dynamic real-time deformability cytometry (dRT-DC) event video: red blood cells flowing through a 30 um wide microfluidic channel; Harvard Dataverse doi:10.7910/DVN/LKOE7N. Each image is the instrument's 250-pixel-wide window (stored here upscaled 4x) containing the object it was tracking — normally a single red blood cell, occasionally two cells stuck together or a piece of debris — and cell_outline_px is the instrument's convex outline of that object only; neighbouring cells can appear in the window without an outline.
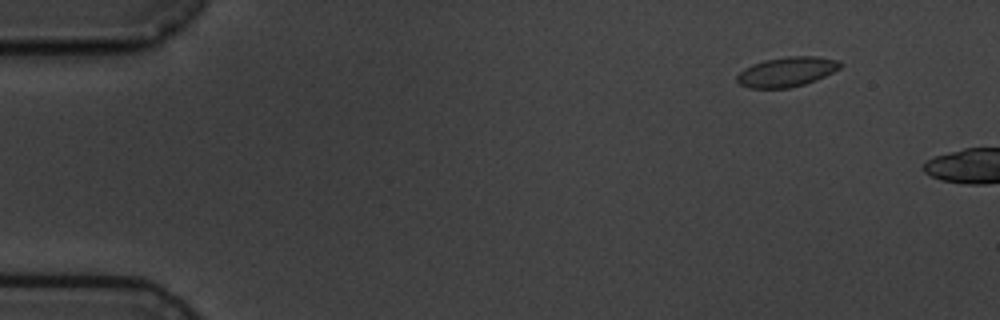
{"species": "common noctule bat (a hibernating species)", "species_latin": "Nyctalus noctula", "temperature_condition": "cold", "stored_images_in_passage": 3, "camera_frame_rate_fps": 3000, "um_per_image_px": 0.085, "animal": {"sex": "male", "body_mass_g": 19.5, "forearm_length_mm": 54.6}, "frame": {"image": 1, "passage_image": 1, "time_ms": 0.0, "image_size_px": [1000, 320], "cell_outline_px": [[844, 64], [840, 68], [816, 80], [804, 84], [788, 88], [748, 88], [740, 84], [736, 80], [736, 76], [744, 68], [752, 64], [764, 60], [788, 56], [816, 56], [840, 60]], "centroid_in_image_um": [66.88, 6.09], "position_along_channel_um": 18.1, "area_um2": 17.98}}